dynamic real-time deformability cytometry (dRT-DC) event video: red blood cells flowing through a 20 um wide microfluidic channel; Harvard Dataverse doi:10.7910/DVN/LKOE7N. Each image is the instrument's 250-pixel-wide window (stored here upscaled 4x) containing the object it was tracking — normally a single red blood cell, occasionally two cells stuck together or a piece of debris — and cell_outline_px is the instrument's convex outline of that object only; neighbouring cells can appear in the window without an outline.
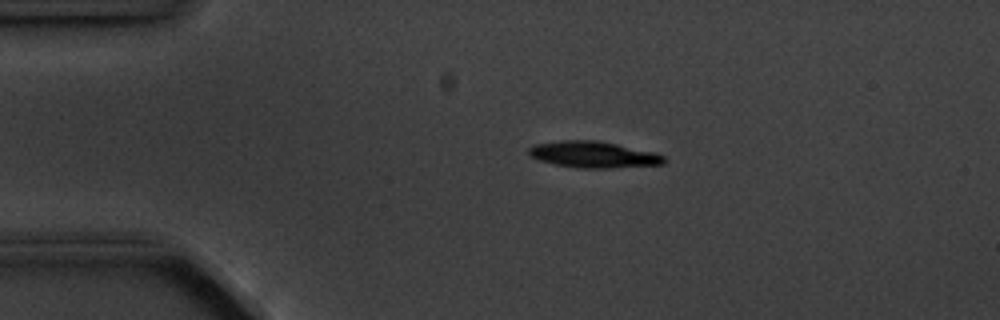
{"species": "common noctule bat (a hibernating species)", "species_latin": "Nyctalus noctula", "temperature_condition": "cold", "stored_images_in_passage": 3, "camera_frame_rate_fps": 3000, "um_per_image_px": 0.085, "animal": {"sex": "male", "body_mass_g": 20.1, "forearm_length_mm": 53.5}, "frame": {"image": 1, "passage_image": 2, "time_ms": 1.333, "image_size_px": [1000, 320], "cell_outline_px": [[664, 164], [612, 168], [580, 168], [552, 164], [540, 160], [532, 156], [528, 152], [528, 148], [536, 144], [560, 140], [596, 140], [656, 152], [664, 156]], "centroid_in_image_um": [50.45, 13.14], "position_along_channel_um": 34.6, "area_um2": 20.75}}